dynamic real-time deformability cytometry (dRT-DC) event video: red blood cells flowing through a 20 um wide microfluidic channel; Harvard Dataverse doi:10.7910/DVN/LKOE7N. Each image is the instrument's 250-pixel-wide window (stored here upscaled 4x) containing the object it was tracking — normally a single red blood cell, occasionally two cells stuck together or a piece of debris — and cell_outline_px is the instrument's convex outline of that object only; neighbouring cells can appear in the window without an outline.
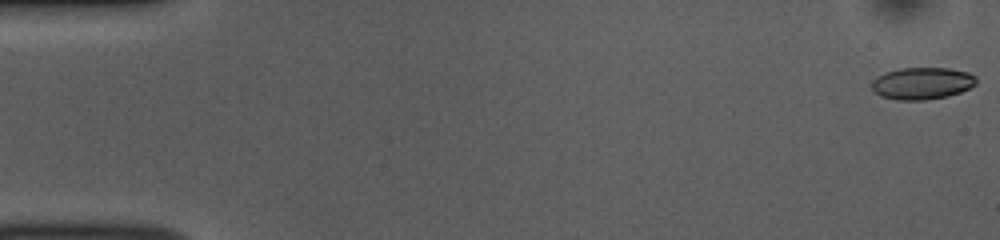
{"species": "common noctule bat (a hibernating species)", "species_latin": "Nyctalus noctula", "temperature_condition": "room temperature", "stored_images_in_passage": 52, "camera_frame_rate_fps": 3000, "um_per_image_px": 0.085, "animal": {"sex": "female", "body_mass_g": 10.0, "forearm_length_mm": 53.1}, "frame": {"image": 1, "passage_image": 1, "time_ms": 0.0, "image_size_px": [1000, 240], "cell_outline_px": [[976, 84], [960, 92], [948, 96], [924, 100], [896, 100], [880, 96], [872, 88], [872, 80], [876, 76], [884, 72], [900, 68], [948, 68], [968, 72], [976, 76]], "centroid_in_image_um": [78.36, 7.08], "position_along_channel_um": 6.6, "area_um2": 19.59}}
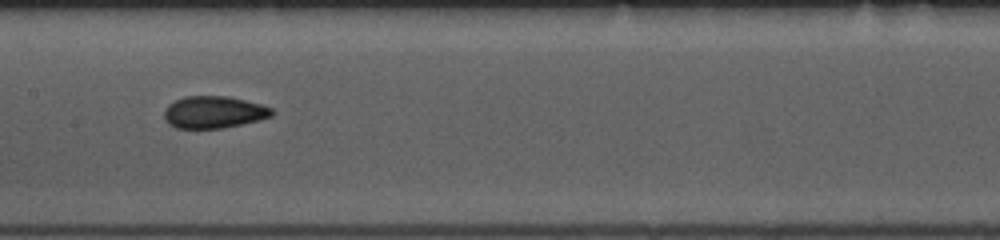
{"frame": {"image": 2, "passage_image": 26, "time_ms": 8.333, "image_size_px": [1000, 240], "cell_outline_px": [[276, 112], [272, 116], [260, 120], [224, 128], [176, 128], [168, 124], [164, 120], [164, 108], [168, 104], [184, 96], [228, 96], [260, 104], [272, 108]], "centroid_in_image_um": [18.16, 9.54], "position_along_channel_um": 189.2, "area_um2": 20.35}}
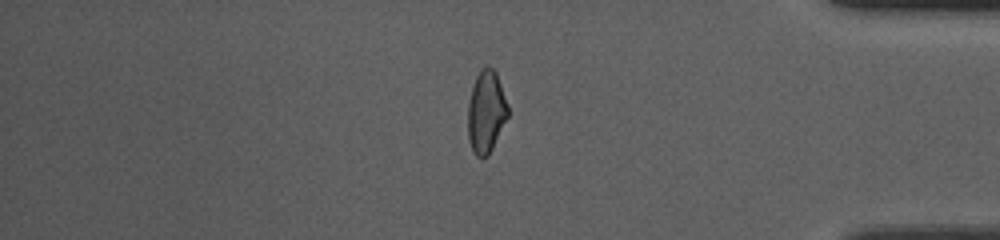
{"frame": {"image": 3, "passage_image": 44, "time_ms": 14.333, "image_size_px": [1000, 240], "cell_outline_px": [[508, 116], [488, 156], [480, 160], [472, 152], [468, 140], [468, 104], [472, 88], [476, 76], [480, 68], [492, 68], [496, 72], [508, 104]], "centroid_in_image_um": [41.31, 9.55], "position_along_channel_um": 393.9, "area_um2": 19.25}, "authors_computed_cell_mechanics": {"area_um2": 20.0566, "velocity_mm_per_s": 3.8714, "shape_relaxation_time_tau1_ms": 5.1101, "shape_relaxation_time_tau2_ms": 1.5081, "deformation_change_tau1": 0.1355, "deformation_change_tau2": 0.0704}}